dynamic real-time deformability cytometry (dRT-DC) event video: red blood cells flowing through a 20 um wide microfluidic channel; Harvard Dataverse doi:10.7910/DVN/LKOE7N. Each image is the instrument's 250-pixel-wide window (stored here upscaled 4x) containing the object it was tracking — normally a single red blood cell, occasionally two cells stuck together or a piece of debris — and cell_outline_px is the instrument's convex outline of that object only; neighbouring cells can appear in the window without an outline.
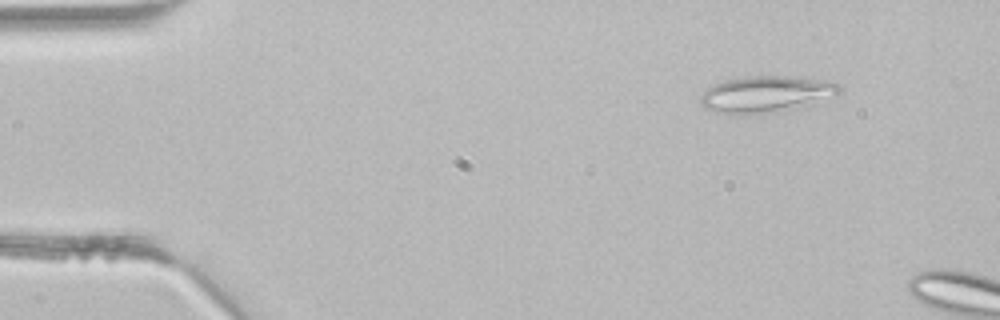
{"species": "common noctule bat (a hibernating species)", "species_latin": "Nyctalus noctula", "temperature_condition": "room temperature", "stored_images_in_passage": 3, "camera_frame_rate_fps": 3000, "um_per_image_px": 0.085, "animal": {"sex": "male", "body_mass_g": 21.5, "forearm_length_mm": 52.0}, "frame": {"image": 1, "passage_image": 1, "time_ms": 0.0, "image_size_px": [1000, 320], "cell_outline_px": [[840, 92], [796, 108], [776, 112], [744, 116], [716, 112], [704, 108], [700, 104], [700, 96], [712, 84], [724, 80], [744, 76], [784, 76], [840, 84]], "centroid_in_image_um": [64.95, 8.03], "position_along_channel_um": 20.1, "area_um2": 29.19}}